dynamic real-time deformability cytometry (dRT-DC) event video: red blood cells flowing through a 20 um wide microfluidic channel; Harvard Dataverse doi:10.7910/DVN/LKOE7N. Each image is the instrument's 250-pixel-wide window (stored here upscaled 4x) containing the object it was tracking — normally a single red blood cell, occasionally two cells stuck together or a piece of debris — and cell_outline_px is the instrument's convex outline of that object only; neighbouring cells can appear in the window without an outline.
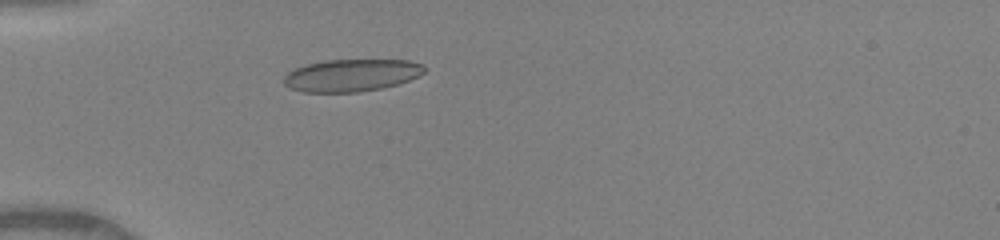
{"species": "human", "species_latin": "Homo sapiens", "temperature_condition": "warm", "stored_images_in_passage": 35, "camera_frame_rate_fps": 3000, "um_per_image_px": 0.085, "donor": {"sex": "female"}, "frame": {"image": 1, "passage_image": 1, "time_ms": 0.0, "image_size_px": [1000, 240], "cell_outline_px": [[424, 72], [408, 80], [396, 84], [380, 88], [360, 92], [304, 92], [292, 88], [284, 84], [284, 76], [288, 72], [296, 68], [308, 64], [324, 60], [408, 60], [424, 64]], "centroid_in_image_um": [29.87, 6.39], "position_along_channel_um": 55.1, "area_um2": 26.18}}
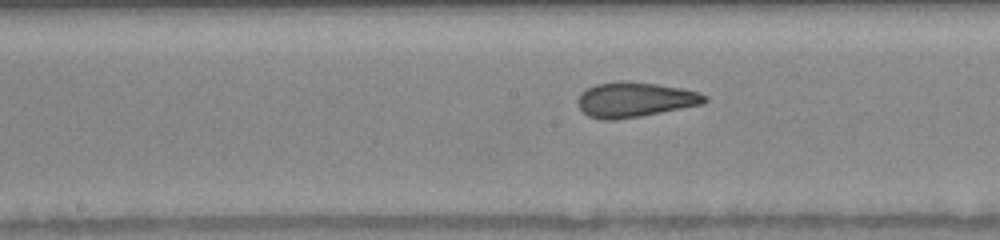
{"frame": {"image": 2, "passage_image": 12, "time_ms": 3.667, "image_size_px": [1000, 240], "cell_outline_px": [[708, 100], [704, 104], [640, 116], [616, 120], [600, 120], [588, 116], [576, 104], [576, 100], [580, 92], [596, 84], [620, 80], [628, 80], [656, 84], [680, 88], [700, 92], [708, 96]], "centroid_in_image_um": [53.94, 8.46], "position_along_channel_um": 194.3, "area_um2": 26.18}}
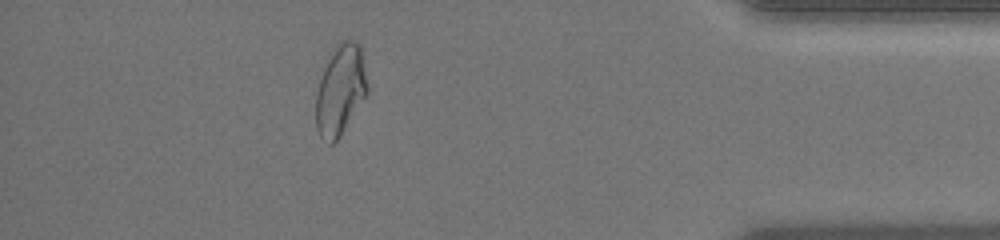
{"frame": {"image": 3, "passage_image": 30, "time_ms": 9.667, "image_size_px": [1000, 240], "cell_outline_px": [[368, 92], [340, 136], [332, 144], [328, 144], [320, 136], [316, 128], [316, 92], [328, 52], [340, 40], [356, 40], [360, 44], [368, 88]], "centroid_in_image_um": [28.91, 7.6], "position_along_channel_um": 406.3, "area_um2": 27.34}, "authors_computed_cell_mechanics": {"area_um2": 26.01, "velocity_mm_per_s": 4.1189, "shape_relaxation_time_tau1_ms": 11.3234, "shape_relaxation_time_tau2_ms": 0.9335, "deformation_change_tau1": 0.2958, "deformation_change_tau2": 0.0634}}